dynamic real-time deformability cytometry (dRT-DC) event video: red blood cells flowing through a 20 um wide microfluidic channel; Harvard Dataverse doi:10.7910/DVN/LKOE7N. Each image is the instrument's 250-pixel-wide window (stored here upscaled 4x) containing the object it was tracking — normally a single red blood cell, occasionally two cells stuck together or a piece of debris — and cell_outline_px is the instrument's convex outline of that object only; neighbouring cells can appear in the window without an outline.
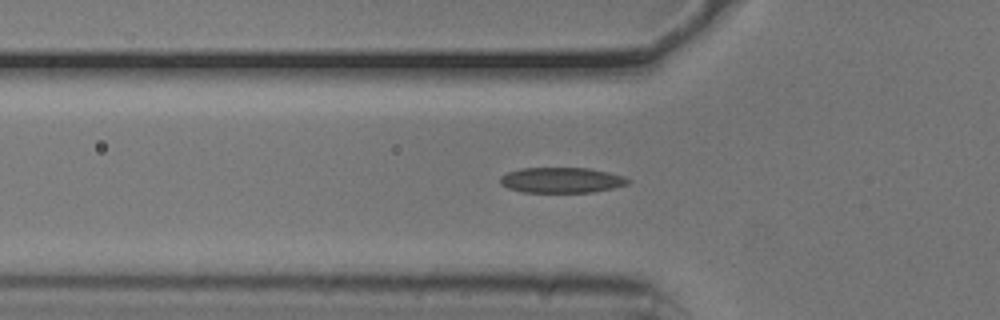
{"species": "common noctule bat (a hibernating species)", "species_latin": "Nyctalus noctula", "temperature_condition": "cold", "stored_images_in_passage": 42, "camera_frame_rate_fps": 3000, "um_per_image_px": 0.085, "animal": {"sex": "male", "body_mass_g": 20.5, "forearm_length_mm": 52.5}, "frame": {"image": 1, "passage_image": 11, "time_ms": 3.333, "image_size_px": [1000, 320], "cell_outline_px": [[632, 180], [628, 184], [612, 188], [592, 192], [524, 192], [508, 188], [500, 184], [500, 176], [508, 172], [520, 168], [588, 168], [608, 172], [624, 176]], "centroid_in_image_um": [47.73, 15.31], "position_along_channel_um": 78.1, "area_um2": 18.96}}
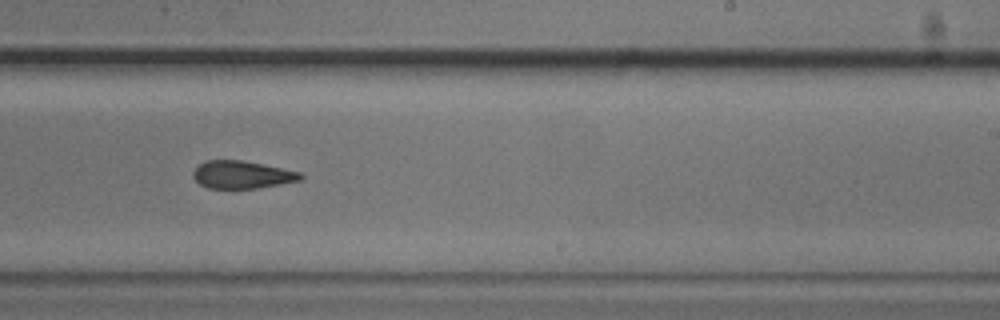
{"frame": {"image": 2, "passage_image": 26, "time_ms": 8.333, "image_size_px": [1000, 320], "cell_outline_px": [[304, 176], [300, 180], [280, 184], [256, 188], [208, 188], [200, 184], [192, 176], [192, 172], [204, 160], [244, 160], [300, 172]], "centroid_in_image_um": [20.55, 14.84], "position_along_channel_um": 268.5, "area_um2": 17.22}}
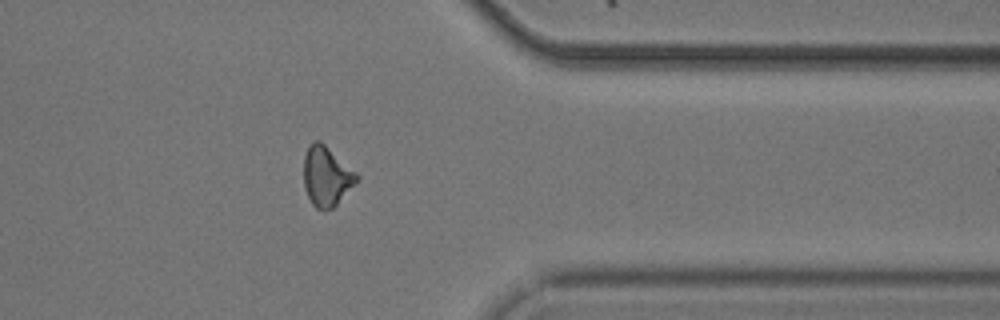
{"frame": {"image": 3, "passage_image": 36, "time_ms": 11.667, "image_size_px": [1000, 320], "cell_outline_px": [[360, 176], [336, 204], [332, 208], [316, 208], [312, 204], [308, 196], [304, 184], [304, 156], [312, 140], [320, 140], [356, 172]], "centroid_in_image_um": [27.73, 14.94], "position_along_channel_um": 383.7, "area_um2": 17.92}}